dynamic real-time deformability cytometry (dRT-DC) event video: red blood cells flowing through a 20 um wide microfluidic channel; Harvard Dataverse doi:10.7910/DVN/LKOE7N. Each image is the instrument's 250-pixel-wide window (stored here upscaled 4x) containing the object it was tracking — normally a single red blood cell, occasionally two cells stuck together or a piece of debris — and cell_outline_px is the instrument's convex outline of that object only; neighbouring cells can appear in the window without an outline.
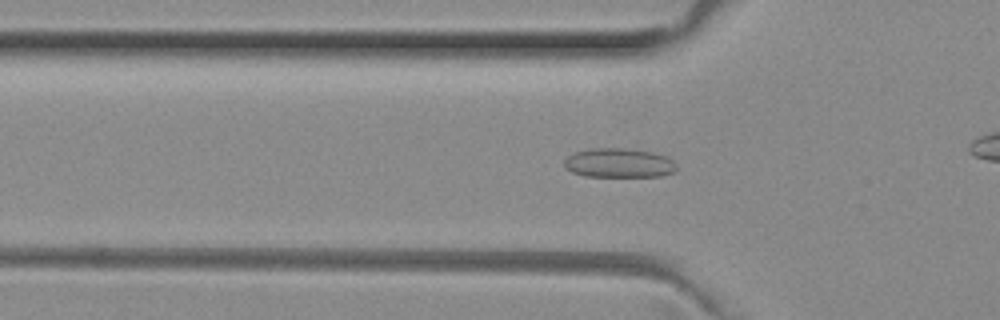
{"species": "common noctule bat (a hibernating species)", "species_latin": "Nyctalus noctula", "temperature_condition": "room temperature", "stored_images_in_passage": 38, "camera_frame_rate_fps": 3000, "um_per_image_px": 0.085, "animal": {"sex": "female", "body_mass_g": 29.2, "forearm_length_mm": 56.3}, "frame": {"image": 1, "passage_image": 12, "time_ms": 3.667, "image_size_px": [1000, 320], "cell_outline_px": [[676, 168], [672, 172], [660, 176], [584, 176], [572, 172], [564, 168], [564, 160], [568, 156], [576, 152], [588, 148], [624, 148], [652, 152], [668, 156], [676, 164]], "centroid_in_image_um": [52.58, 13.84], "position_along_channel_um": 73.2, "area_um2": 19.19}}
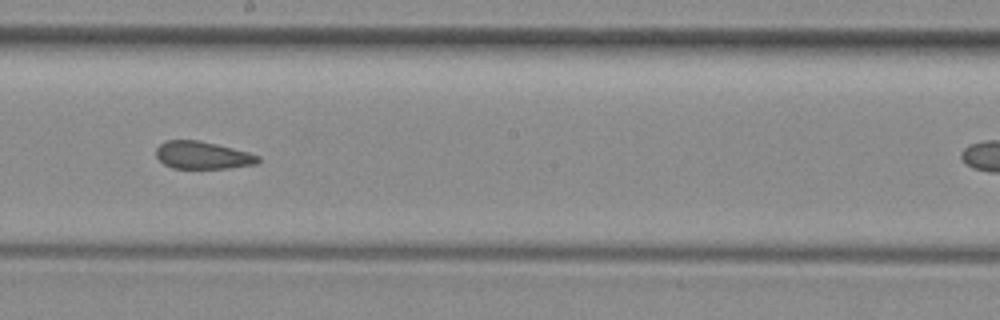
{"frame": {"image": 2, "passage_image": 24, "time_ms": 7.667, "image_size_px": [1000, 320], "cell_outline_px": [[260, 160], [256, 164], [228, 168], [172, 168], [164, 164], [156, 156], [156, 148], [160, 144], [168, 140], [196, 140], [216, 144], [248, 152], [260, 156]], "centroid_in_image_um": [17.21, 13.2], "position_along_channel_um": 231.0, "area_um2": 16.24}}
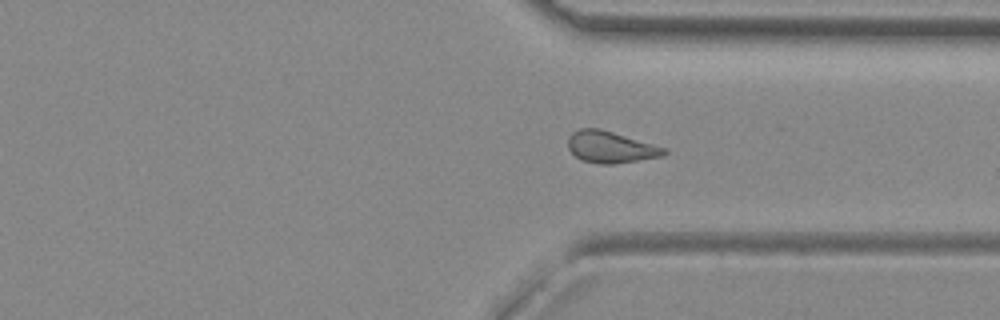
{"frame": {"image": 3, "passage_image": 34, "time_ms": 11.0, "image_size_px": [1000, 320], "cell_outline_px": [[668, 152], [660, 156], [612, 164], [600, 164], [580, 160], [568, 148], [568, 136], [572, 132], [580, 128], [600, 128], [668, 148]], "centroid_in_image_um": [51.88, 12.49], "position_along_channel_um": 359.5, "area_um2": 17.69}}